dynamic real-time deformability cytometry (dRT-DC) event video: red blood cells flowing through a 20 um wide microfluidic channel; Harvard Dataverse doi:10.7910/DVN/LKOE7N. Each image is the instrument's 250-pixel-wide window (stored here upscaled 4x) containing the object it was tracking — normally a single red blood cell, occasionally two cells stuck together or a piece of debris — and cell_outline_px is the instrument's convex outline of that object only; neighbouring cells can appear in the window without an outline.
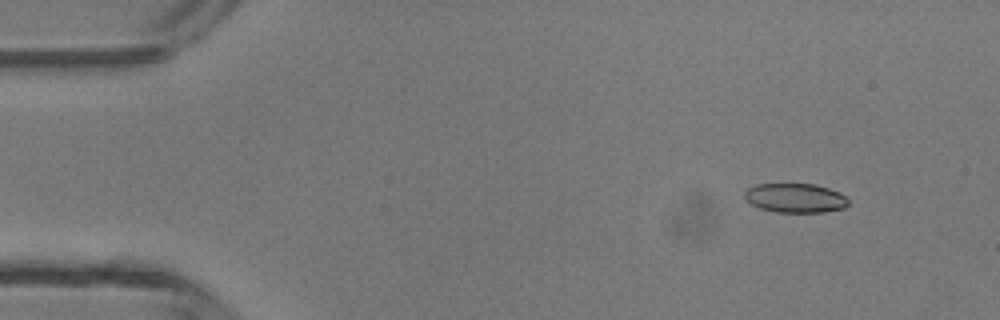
{"species": "common noctule bat (a hibernating species)", "species_latin": "Nyctalus noctula", "temperature_condition": "room temperature", "stored_images_in_passage": 47, "camera_frame_rate_fps": 3000, "um_per_image_px": 0.085, "animal": {"sex": "male", "body_mass_g": 13.3}, "frame": {"image": 1, "passage_image": 5, "time_ms": 1.333, "image_size_px": [1000, 320], "cell_outline_px": [[848, 204], [844, 208], [824, 212], [776, 212], [760, 208], [752, 204], [744, 196], [744, 192], [748, 188], [756, 184], [816, 184], [840, 192], [848, 200]], "centroid_in_image_um": [67.61, 16.82], "position_along_channel_um": 17.4, "area_um2": 17.63}}
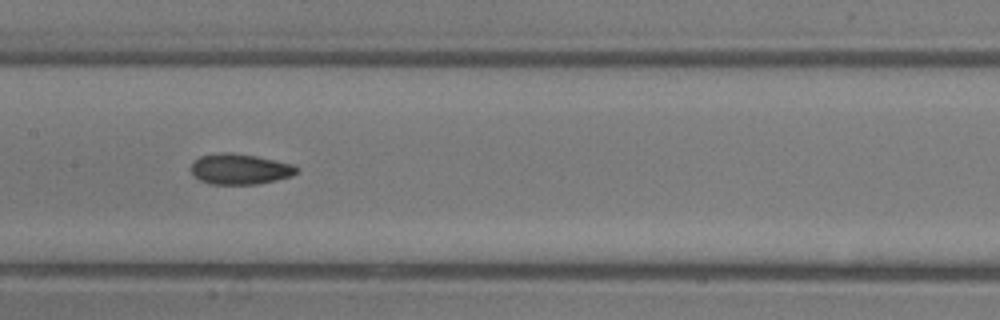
{"frame": {"image": 2, "passage_image": 23, "time_ms": 7.333, "image_size_px": [1000, 320], "cell_outline_px": [[300, 168], [292, 176], [276, 180], [256, 184], [212, 184], [200, 180], [188, 168], [192, 160], [200, 156], [220, 152], [232, 152], [256, 156], [292, 164]], "centroid_in_image_um": [20.35, 14.36], "position_along_channel_um": 187.0, "area_um2": 18.96}}
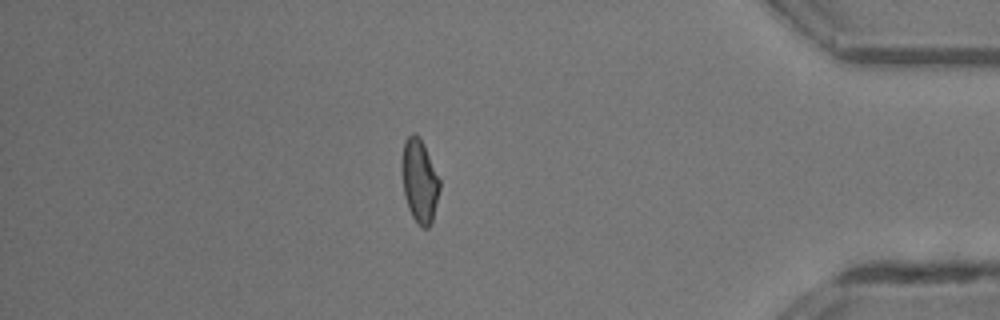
{"frame": {"image": 3, "passage_image": 40, "time_ms": 13.0, "image_size_px": [1000, 320], "cell_outline_px": [[440, 188], [432, 224], [428, 228], [420, 228], [412, 216], [408, 208], [404, 192], [404, 140], [412, 132], [420, 136], [440, 180]], "centroid_in_image_um": [35.7, 15.43], "position_along_channel_um": 399.5, "area_um2": 17.92}, "authors_computed_cell_mechanics": {"area_um2": 18.496, "velocity_mm_per_s": 4.4555, "shape_relaxation_time_tau1_ms": 9.2386, "shape_relaxation_time_tau2_ms": 3.3353, "deformation_change_tau1": 0.2103, "deformation_change_tau2": 0.0998}}